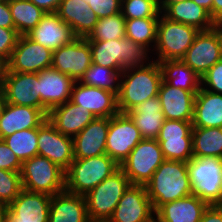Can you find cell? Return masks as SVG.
I'll use <instances>...</instances> for the list:
<instances>
[{
	"instance_id": "cell-42",
	"label": "cell",
	"mask_w": 222,
	"mask_h": 222,
	"mask_svg": "<svg viewBox=\"0 0 222 222\" xmlns=\"http://www.w3.org/2000/svg\"><path fill=\"white\" fill-rule=\"evenodd\" d=\"M201 87L210 92L222 94V59L201 77Z\"/></svg>"
},
{
	"instance_id": "cell-12",
	"label": "cell",
	"mask_w": 222,
	"mask_h": 222,
	"mask_svg": "<svg viewBox=\"0 0 222 222\" xmlns=\"http://www.w3.org/2000/svg\"><path fill=\"white\" fill-rule=\"evenodd\" d=\"M53 51L20 35L11 57L8 60V70L19 73H39L51 68Z\"/></svg>"
},
{
	"instance_id": "cell-5",
	"label": "cell",
	"mask_w": 222,
	"mask_h": 222,
	"mask_svg": "<svg viewBox=\"0 0 222 222\" xmlns=\"http://www.w3.org/2000/svg\"><path fill=\"white\" fill-rule=\"evenodd\" d=\"M187 168L192 194L209 205H222V159L193 157Z\"/></svg>"
},
{
	"instance_id": "cell-10",
	"label": "cell",
	"mask_w": 222,
	"mask_h": 222,
	"mask_svg": "<svg viewBox=\"0 0 222 222\" xmlns=\"http://www.w3.org/2000/svg\"><path fill=\"white\" fill-rule=\"evenodd\" d=\"M222 59V26L199 31L182 61L202 77Z\"/></svg>"
},
{
	"instance_id": "cell-24",
	"label": "cell",
	"mask_w": 222,
	"mask_h": 222,
	"mask_svg": "<svg viewBox=\"0 0 222 222\" xmlns=\"http://www.w3.org/2000/svg\"><path fill=\"white\" fill-rule=\"evenodd\" d=\"M96 117L71 100L52 108L47 115L50 123L63 135L74 137Z\"/></svg>"
},
{
	"instance_id": "cell-20",
	"label": "cell",
	"mask_w": 222,
	"mask_h": 222,
	"mask_svg": "<svg viewBox=\"0 0 222 222\" xmlns=\"http://www.w3.org/2000/svg\"><path fill=\"white\" fill-rule=\"evenodd\" d=\"M26 35L52 51L77 38L72 28L56 13H46L41 21Z\"/></svg>"
},
{
	"instance_id": "cell-4",
	"label": "cell",
	"mask_w": 222,
	"mask_h": 222,
	"mask_svg": "<svg viewBox=\"0 0 222 222\" xmlns=\"http://www.w3.org/2000/svg\"><path fill=\"white\" fill-rule=\"evenodd\" d=\"M119 168L107 154L74 159L65 171V190L85 196Z\"/></svg>"
},
{
	"instance_id": "cell-43",
	"label": "cell",
	"mask_w": 222,
	"mask_h": 222,
	"mask_svg": "<svg viewBox=\"0 0 222 222\" xmlns=\"http://www.w3.org/2000/svg\"><path fill=\"white\" fill-rule=\"evenodd\" d=\"M98 18L108 17L121 12V0H83Z\"/></svg>"
},
{
	"instance_id": "cell-40",
	"label": "cell",
	"mask_w": 222,
	"mask_h": 222,
	"mask_svg": "<svg viewBox=\"0 0 222 222\" xmlns=\"http://www.w3.org/2000/svg\"><path fill=\"white\" fill-rule=\"evenodd\" d=\"M22 190L20 172L0 169V208L7 207Z\"/></svg>"
},
{
	"instance_id": "cell-54",
	"label": "cell",
	"mask_w": 222,
	"mask_h": 222,
	"mask_svg": "<svg viewBox=\"0 0 222 222\" xmlns=\"http://www.w3.org/2000/svg\"><path fill=\"white\" fill-rule=\"evenodd\" d=\"M0 222H4L3 208H0Z\"/></svg>"
},
{
	"instance_id": "cell-22",
	"label": "cell",
	"mask_w": 222,
	"mask_h": 222,
	"mask_svg": "<svg viewBox=\"0 0 222 222\" xmlns=\"http://www.w3.org/2000/svg\"><path fill=\"white\" fill-rule=\"evenodd\" d=\"M197 92L172 87L162 80L158 97L165 119L192 121Z\"/></svg>"
},
{
	"instance_id": "cell-33",
	"label": "cell",
	"mask_w": 222,
	"mask_h": 222,
	"mask_svg": "<svg viewBox=\"0 0 222 222\" xmlns=\"http://www.w3.org/2000/svg\"><path fill=\"white\" fill-rule=\"evenodd\" d=\"M9 7L19 35L28 34L46 14L30 0H9Z\"/></svg>"
},
{
	"instance_id": "cell-35",
	"label": "cell",
	"mask_w": 222,
	"mask_h": 222,
	"mask_svg": "<svg viewBox=\"0 0 222 222\" xmlns=\"http://www.w3.org/2000/svg\"><path fill=\"white\" fill-rule=\"evenodd\" d=\"M3 140L21 163L38 155V128L16 131Z\"/></svg>"
},
{
	"instance_id": "cell-46",
	"label": "cell",
	"mask_w": 222,
	"mask_h": 222,
	"mask_svg": "<svg viewBox=\"0 0 222 222\" xmlns=\"http://www.w3.org/2000/svg\"><path fill=\"white\" fill-rule=\"evenodd\" d=\"M200 222H222V205H209Z\"/></svg>"
},
{
	"instance_id": "cell-8",
	"label": "cell",
	"mask_w": 222,
	"mask_h": 222,
	"mask_svg": "<svg viewBox=\"0 0 222 222\" xmlns=\"http://www.w3.org/2000/svg\"><path fill=\"white\" fill-rule=\"evenodd\" d=\"M130 185L129 178L119 168L88 192L84 197L89 220L108 221Z\"/></svg>"
},
{
	"instance_id": "cell-41",
	"label": "cell",
	"mask_w": 222,
	"mask_h": 222,
	"mask_svg": "<svg viewBox=\"0 0 222 222\" xmlns=\"http://www.w3.org/2000/svg\"><path fill=\"white\" fill-rule=\"evenodd\" d=\"M192 128V121L165 119L157 138L192 137Z\"/></svg>"
},
{
	"instance_id": "cell-39",
	"label": "cell",
	"mask_w": 222,
	"mask_h": 222,
	"mask_svg": "<svg viewBox=\"0 0 222 222\" xmlns=\"http://www.w3.org/2000/svg\"><path fill=\"white\" fill-rule=\"evenodd\" d=\"M121 14L125 19L160 17L157 0H121Z\"/></svg>"
},
{
	"instance_id": "cell-49",
	"label": "cell",
	"mask_w": 222,
	"mask_h": 222,
	"mask_svg": "<svg viewBox=\"0 0 222 222\" xmlns=\"http://www.w3.org/2000/svg\"><path fill=\"white\" fill-rule=\"evenodd\" d=\"M212 19L215 21L217 25L222 24V0H213Z\"/></svg>"
},
{
	"instance_id": "cell-18",
	"label": "cell",
	"mask_w": 222,
	"mask_h": 222,
	"mask_svg": "<svg viewBox=\"0 0 222 222\" xmlns=\"http://www.w3.org/2000/svg\"><path fill=\"white\" fill-rule=\"evenodd\" d=\"M70 100L86 108L95 117L111 118L119 113L116 93L79 81L74 84Z\"/></svg>"
},
{
	"instance_id": "cell-31",
	"label": "cell",
	"mask_w": 222,
	"mask_h": 222,
	"mask_svg": "<svg viewBox=\"0 0 222 222\" xmlns=\"http://www.w3.org/2000/svg\"><path fill=\"white\" fill-rule=\"evenodd\" d=\"M162 71V79L175 88L186 91H199L201 77L187 66L182 59L158 62Z\"/></svg>"
},
{
	"instance_id": "cell-14",
	"label": "cell",
	"mask_w": 222,
	"mask_h": 222,
	"mask_svg": "<svg viewBox=\"0 0 222 222\" xmlns=\"http://www.w3.org/2000/svg\"><path fill=\"white\" fill-rule=\"evenodd\" d=\"M108 222H155V211L146 186L130 185Z\"/></svg>"
},
{
	"instance_id": "cell-2",
	"label": "cell",
	"mask_w": 222,
	"mask_h": 222,
	"mask_svg": "<svg viewBox=\"0 0 222 222\" xmlns=\"http://www.w3.org/2000/svg\"><path fill=\"white\" fill-rule=\"evenodd\" d=\"M153 210L192 195L187 162L165 159L145 185Z\"/></svg>"
},
{
	"instance_id": "cell-37",
	"label": "cell",
	"mask_w": 222,
	"mask_h": 222,
	"mask_svg": "<svg viewBox=\"0 0 222 222\" xmlns=\"http://www.w3.org/2000/svg\"><path fill=\"white\" fill-rule=\"evenodd\" d=\"M125 17L121 12L99 18L93 30L86 37L87 41H107L121 39L126 36Z\"/></svg>"
},
{
	"instance_id": "cell-52",
	"label": "cell",
	"mask_w": 222,
	"mask_h": 222,
	"mask_svg": "<svg viewBox=\"0 0 222 222\" xmlns=\"http://www.w3.org/2000/svg\"><path fill=\"white\" fill-rule=\"evenodd\" d=\"M192 1H194L197 5L205 8L209 12V14L212 18V2H213V0H192Z\"/></svg>"
},
{
	"instance_id": "cell-48",
	"label": "cell",
	"mask_w": 222,
	"mask_h": 222,
	"mask_svg": "<svg viewBox=\"0 0 222 222\" xmlns=\"http://www.w3.org/2000/svg\"><path fill=\"white\" fill-rule=\"evenodd\" d=\"M46 13H56L62 0H30Z\"/></svg>"
},
{
	"instance_id": "cell-50",
	"label": "cell",
	"mask_w": 222,
	"mask_h": 222,
	"mask_svg": "<svg viewBox=\"0 0 222 222\" xmlns=\"http://www.w3.org/2000/svg\"><path fill=\"white\" fill-rule=\"evenodd\" d=\"M8 71V60L0 56V89L3 88Z\"/></svg>"
},
{
	"instance_id": "cell-3",
	"label": "cell",
	"mask_w": 222,
	"mask_h": 222,
	"mask_svg": "<svg viewBox=\"0 0 222 222\" xmlns=\"http://www.w3.org/2000/svg\"><path fill=\"white\" fill-rule=\"evenodd\" d=\"M88 42L92 53V63L114 69L117 72L143 66L152 60L150 59L152 55H149L152 53L147 48L126 36L115 40Z\"/></svg>"
},
{
	"instance_id": "cell-16",
	"label": "cell",
	"mask_w": 222,
	"mask_h": 222,
	"mask_svg": "<svg viewBox=\"0 0 222 222\" xmlns=\"http://www.w3.org/2000/svg\"><path fill=\"white\" fill-rule=\"evenodd\" d=\"M38 155L48 158L63 170L74 160L73 137L60 133L48 119L38 127Z\"/></svg>"
},
{
	"instance_id": "cell-38",
	"label": "cell",
	"mask_w": 222,
	"mask_h": 222,
	"mask_svg": "<svg viewBox=\"0 0 222 222\" xmlns=\"http://www.w3.org/2000/svg\"><path fill=\"white\" fill-rule=\"evenodd\" d=\"M164 159L188 162L193 158L192 137L157 138Z\"/></svg>"
},
{
	"instance_id": "cell-25",
	"label": "cell",
	"mask_w": 222,
	"mask_h": 222,
	"mask_svg": "<svg viewBox=\"0 0 222 222\" xmlns=\"http://www.w3.org/2000/svg\"><path fill=\"white\" fill-rule=\"evenodd\" d=\"M209 206L196 195L167 202L155 211V222H200Z\"/></svg>"
},
{
	"instance_id": "cell-44",
	"label": "cell",
	"mask_w": 222,
	"mask_h": 222,
	"mask_svg": "<svg viewBox=\"0 0 222 222\" xmlns=\"http://www.w3.org/2000/svg\"><path fill=\"white\" fill-rule=\"evenodd\" d=\"M19 34L15 28L0 27V56L9 60L14 50Z\"/></svg>"
},
{
	"instance_id": "cell-23",
	"label": "cell",
	"mask_w": 222,
	"mask_h": 222,
	"mask_svg": "<svg viewBox=\"0 0 222 222\" xmlns=\"http://www.w3.org/2000/svg\"><path fill=\"white\" fill-rule=\"evenodd\" d=\"M46 119L39 108L6 103L0 115V139L16 131L38 128Z\"/></svg>"
},
{
	"instance_id": "cell-21",
	"label": "cell",
	"mask_w": 222,
	"mask_h": 222,
	"mask_svg": "<svg viewBox=\"0 0 222 222\" xmlns=\"http://www.w3.org/2000/svg\"><path fill=\"white\" fill-rule=\"evenodd\" d=\"M109 118L96 117L73 137L74 159L106 154Z\"/></svg>"
},
{
	"instance_id": "cell-26",
	"label": "cell",
	"mask_w": 222,
	"mask_h": 222,
	"mask_svg": "<svg viewBox=\"0 0 222 222\" xmlns=\"http://www.w3.org/2000/svg\"><path fill=\"white\" fill-rule=\"evenodd\" d=\"M56 14L72 28L76 37L86 38L98 22V16L83 0H62Z\"/></svg>"
},
{
	"instance_id": "cell-29",
	"label": "cell",
	"mask_w": 222,
	"mask_h": 222,
	"mask_svg": "<svg viewBox=\"0 0 222 222\" xmlns=\"http://www.w3.org/2000/svg\"><path fill=\"white\" fill-rule=\"evenodd\" d=\"M193 127L222 128V94L200 87L194 101Z\"/></svg>"
},
{
	"instance_id": "cell-36",
	"label": "cell",
	"mask_w": 222,
	"mask_h": 222,
	"mask_svg": "<svg viewBox=\"0 0 222 222\" xmlns=\"http://www.w3.org/2000/svg\"><path fill=\"white\" fill-rule=\"evenodd\" d=\"M120 77L121 72L92 63L79 82L118 94Z\"/></svg>"
},
{
	"instance_id": "cell-34",
	"label": "cell",
	"mask_w": 222,
	"mask_h": 222,
	"mask_svg": "<svg viewBox=\"0 0 222 222\" xmlns=\"http://www.w3.org/2000/svg\"><path fill=\"white\" fill-rule=\"evenodd\" d=\"M159 17L126 19V37L153 52L157 40ZM152 49V50H151Z\"/></svg>"
},
{
	"instance_id": "cell-30",
	"label": "cell",
	"mask_w": 222,
	"mask_h": 222,
	"mask_svg": "<svg viewBox=\"0 0 222 222\" xmlns=\"http://www.w3.org/2000/svg\"><path fill=\"white\" fill-rule=\"evenodd\" d=\"M162 14L171 21L193 26L200 31L210 30L217 25L205 8L192 0L171 4Z\"/></svg>"
},
{
	"instance_id": "cell-55",
	"label": "cell",
	"mask_w": 222,
	"mask_h": 222,
	"mask_svg": "<svg viewBox=\"0 0 222 222\" xmlns=\"http://www.w3.org/2000/svg\"><path fill=\"white\" fill-rule=\"evenodd\" d=\"M88 222H108V221H102V220H89Z\"/></svg>"
},
{
	"instance_id": "cell-1",
	"label": "cell",
	"mask_w": 222,
	"mask_h": 222,
	"mask_svg": "<svg viewBox=\"0 0 222 222\" xmlns=\"http://www.w3.org/2000/svg\"><path fill=\"white\" fill-rule=\"evenodd\" d=\"M162 80L158 61L124 69L117 94L119 113H127L147 99L157 97Z\"/></svg>"
},
{
	"instance_id": "cell-27",
	"label": "cell",
	"mask_w": 222,
	"mask_h": 222,
	"mask_svg": "<svg viewBox=\"0 0 222 222\" xmlns=\"http://www.w3.org/2000/svg\"><path fill=\"white\" fill-rule=\"evenodd\" d=\"M85 197L66 190L51 196L48 222H88Z\"/></svg>"
},
{
	"instance_id": "cell-51",
	"label": "cell",
	"mask_w": 222,
	"mask_h": 222,
	"mask_svg": "<svg viewBox=\"0 0 222 222\" xmlns=\"http://www.w3.org/2000/svg\"><path fill=\"white\" fill-rule=\"evenodd\" d=\"M185 0H157V4L161 13H163L171 4Z\"/></svg>"
},
{
	"instance_id": "cell-19",
	"label": "cell",
	"mask_w": 222,
	"mask_h": 222,
	"mask_svg": "<svg viewBox=\"0 0 222 222\" xmlns=\"http://www.w3.org/2000/svg\"><path fill=\"white\" fill-rule=\"evenodd\" d=\"M2 89L6 103L40 109L38 73H19L8 70Z\"/></svg>"
},
{
	"instance_id": "cell-13",
	"label": "cell",
	"mask_w": 222,
	"mask_h": 222,
	"mask_svg": "<svg viewBox=\"0 0 222 222\" xmlns=\"http://www.w3.org/2000/svg\"><path fill=\"white\" fill-rule=\"evenodd\" d=\"M92 65L90 44L86 38H75L69 44L53 51L51 68L80 81Z\"/></svg>"
},
{
	"instance_id": "cell-28",
	"label": "cell",
	"mask_w": 222,
	"mask_h": 222,
	"mask_svg": "<svg viewBox=\"0 0 222 222\" xmlns=\"http://www.w3.org/2000/svg\"><path fill=\"white\" fill-rule=\"evenodd\" d=\"M126 114L139 129L143 139H157L165 121L158 96L147 99Z\"/></svg>"
},
{
	"instance_id": "cell-32",
	"label": "cell",
	"mask_w": 222,
	"mask_h": 222,
	"mask_svg": "<svg viewBox=\"0 0 222 222\" xmlns=\"http://www.w3.org/2000/svg\"><path fill=\"white\" fill-rule=\"evenodd\" d=\"M193 157L222 159V128H192Z\"/></svg>"
},
{
	"instance_id": "cell-17",
	"label": "cell",
	"mask_w": 222,
	"mask_h": 222,
	"mask_svg": "<svg viewBox=\"0 0 222 222\" xmlns=\"http://www.w3.org/2000/svg\"><path fill=\"white\" fill-rule=\"evenodd\" d=\"M40 110L47 116L48 112L71 99L76 81L67 74L53 68L39 73Z\"/></svg>"
},
{
	"instance_id": "cell-9",
	"label": "cell",
	"mask_w": 222,
	"mask_h": 222,
	"mask_svg": "<svg viewBox=\"0 0 222 222\" xmlns=\"http://www.w3.org/2000/svg\"><path fill=\"white\" fill-rule=\"evenodd\" d=\"M164 160L158 141L143 139L121 163L120 169L129 178L131 185L145 186Z\"/></svg>"
},
{
	"instance_id": "cell-6",
	"label": "cell",
	"mask_w": 222,
	"mask_h": 222,
	"mask_svg": "<svg viewBox=\"0 0 222 222\" xmlns=\"http://www.w3.org/2000/svg\"><path fill=\"white\" fill-rule=\"evenodd\" d=\"M200 30L166 18L162 13L157 26V40L153 50L154 61L182 59Z\"/></svg>"
},
{
	"instance_id": "cell-7",
	"label": "cell",
	"mask_w": 222,
	"mask_h": 222,
	"mask_svg": "<svg viewBox=\"0 0 222 222\" xmlns=\"http://www.w3.org/2000/svg\"><path fill=\"white\" fill-rule=\"evenodd\" d=\"M20 173L23 190L49 196L65 190V170L46 157L24 161Z\"/></svg>"
},
{
	"instance_id": "cell-53",
	"label": "cell",
	"mask_w": 222,
	"mask_h": 222,
	"mask_svg": "<svg viewBox=\"0 0 222 222\" xmlns=\"http://www.w3.org/2000/svg\"><path fill=\"white\" fill-rule=\"evenodd\" d=\"M5 104H6V100H5L4 92H3V89H0V115L2 113V110Z\"/></svg>"
},
{
	"instance_id": "cell-47",
	"label": "cell",
	"mask_w": 222,
	"mask_h": 222,
	"mask_svg": "<svg viewBox=\"0 0 222 222\" xmlns=\"http://www.w3.org/2000/svg\"><path fill=\"white\" fill-rule=\"evenodd\" d=\"M0 27L15 28L9 7V0L0 2Z\"/></svg>"
},
{
	"instance_id": "cell-11",
	"label": "cell",
	"mask_w": 222,
	"mask_h": 222,
	"mask_svg": "<svg viewBox=\"0 0 222 222\" xmlns=\"http://www.w3.org/2000/svg\"><path fill=\"white\" fill-rule=\"evenodd\" d=\"M143 137L126 113H118L109 118L106 139V154L119 166Z\"/></svg>"
},
{
	"instance_id": "cell-15",
	"label": "cell",
	"mask_w": 222,
	"mask_h": 222,
	"mask_svg": "<svg viewBox=\"0 0 222 222\" xmlns=\"http://www.w3.org/2000/svg\"><path fill=\"white\" fill-rule=\"evenodd\" d=\"M51 196L22 190L3 208L4 222H48Z\"/></svg>"
},
{
	"instance_id": "cell-45",
	"label": "cell",
	"mask_w": 222,
	"mask_h": 222,
	"mask_svg": "<svg viewBox=\"0 0 222 222\" xmlns=\"http://www.w3.org/2000/svg\"><path fill=\"white\" fill-rule=\"evenodd\" d=\"M22 163L15 153L0 139V169L21 172Z\"/></svg>"
}]
</instances>
